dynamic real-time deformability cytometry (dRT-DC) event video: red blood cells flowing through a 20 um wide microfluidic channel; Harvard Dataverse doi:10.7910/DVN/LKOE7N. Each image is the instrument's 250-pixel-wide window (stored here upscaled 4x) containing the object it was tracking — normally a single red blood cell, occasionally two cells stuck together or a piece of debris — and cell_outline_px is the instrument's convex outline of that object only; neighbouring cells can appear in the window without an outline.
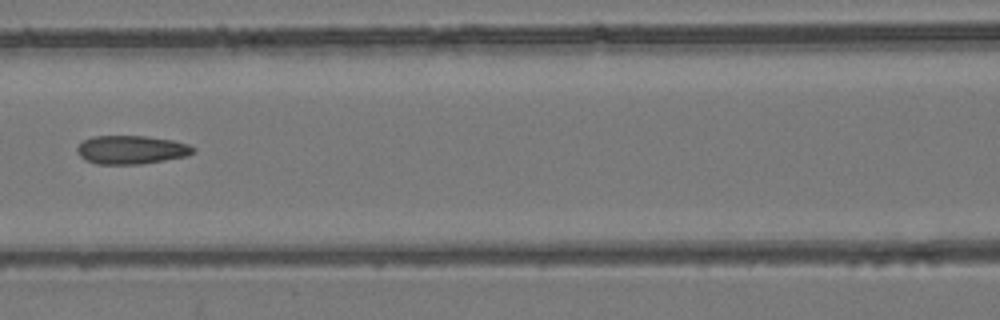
{"species": "common noctule bat (a hibernating species)", "species_latin": "Nyctalus noctula", "temperature_condition": "room temperature", "stored_images_in_passage": 6, "camera_frame_rate_fps": 3000, "um_per_image_px": 0.085, "animal": {"sex": "female", "body_mass_g": 24.6, "forearm_length_mm": 56.2}, "frame": {"image": 1, "passage_image": 6, "time_ms": 1.667, "image_size_px": [1000, 320], "cell_outline_px": [[196, 152], [188, 156], [140, 164], [96, 164], [80, 156], [76, 148], [84, 140], [92, 136], [144, 136], [172, 140], [188, 144], [196, 148]], "centroid_in_image_um": [11.2, 12.73], "position_along_channel_um": 155.4, "area_um2": 19.25}}